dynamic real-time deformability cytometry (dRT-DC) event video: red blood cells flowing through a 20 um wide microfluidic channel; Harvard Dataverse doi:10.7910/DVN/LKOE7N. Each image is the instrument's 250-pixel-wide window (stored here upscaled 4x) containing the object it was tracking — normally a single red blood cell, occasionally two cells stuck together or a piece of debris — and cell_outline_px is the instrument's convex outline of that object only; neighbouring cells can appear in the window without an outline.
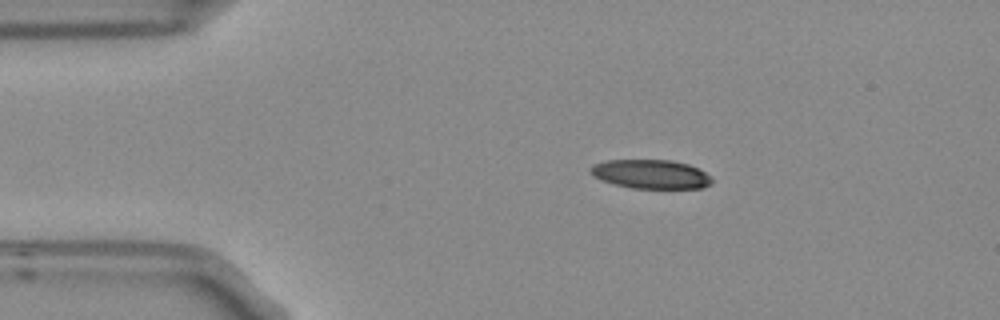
{"species": "Egyptian fruit bat (a non-hibernating species)", "species_latin": "Rousettus aegyptiacus", "temperature_condition": "room temperature", "stored_images_in_passage": 4, "camera_frame_rate_fps": 3000, "um_per_image_px": 0.085, "frame": {"image": 1, "passage_image": 1, "time_ms": 0.0, "image_size_px": [1000, 320], "cell_outline_px": [[712, 184], [704, 188], [632, 188], [616, 184], [592, 176], [588, 172], [588, 168], [592, 164], [608, 160], [672, 160], [688, 164], [704, 172], [712, 180]], "centroid_in_image_um": [55.28, 14.8], "position_along_channel_um": 29.7, "area_um2": 20.46}}
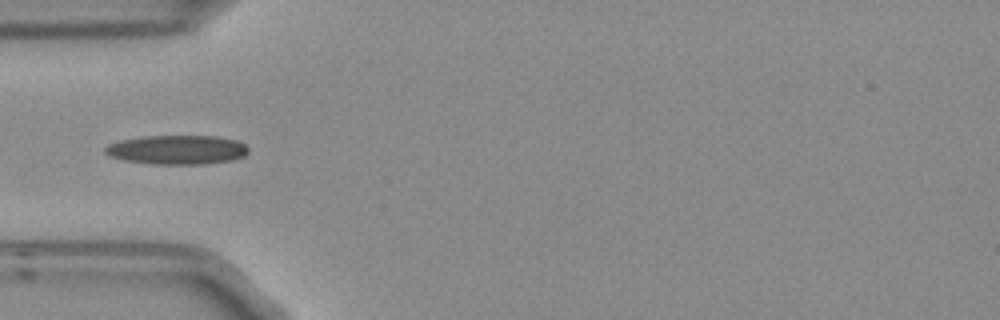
{"frame": {"image": 2, "passage_image": 3, "time_ms": 0.667, "image_size_px": [1000, 320], "cell_outline_px": [[248, 152], [244, 156], [232, 160], [204, 164], [152, 164], [124, 160], [112, 156], [104, 152], [104, 148], [108, 144], [120, 140], [144, 136], [216, 136], [236, 140], [244, 144], [248, 148]], "centroid_in_image_um": [15.05, 12.73], "position_along_channel_um": 69.9, "area_um2": 24.33}}